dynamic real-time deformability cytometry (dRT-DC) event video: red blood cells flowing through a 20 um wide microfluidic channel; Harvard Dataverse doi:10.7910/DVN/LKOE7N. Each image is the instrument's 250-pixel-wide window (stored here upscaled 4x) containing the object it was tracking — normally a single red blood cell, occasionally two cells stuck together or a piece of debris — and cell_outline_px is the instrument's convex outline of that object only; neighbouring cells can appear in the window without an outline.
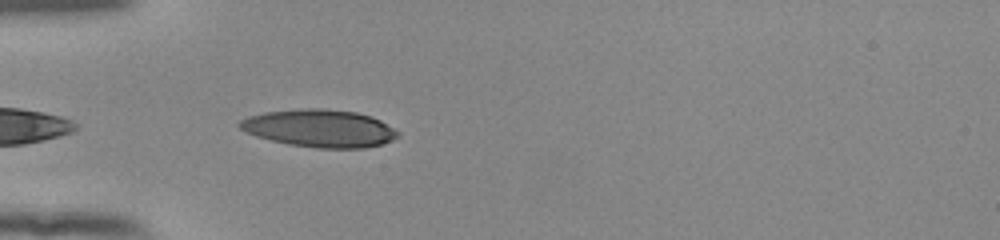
{"species": "human", "species_latin": "Homo sapiens", "temperature_condition": "room temperature", "stored_images_in_passage": 36, "camera_frame_rate_fps": 3000, "um_per_image_px": 0.085, "donor": {"sex": "female"}, "frame": {"image": 1, "passage_image": 2, "time_ms": 0.333, "image_size_px": [1000, 240], "cell_outline_px": [[400, 136], [392, 140], [380, 144], [364, 148], [316, 148], [288, 144], [256, 136], [244, 132], [236, 124], [240, 120], [248, 116], [264, 112], [300, 108], [320, 108], [356, 112], [372, 116], [380, 120], [400, 132]], "centroid_in_image_um": [27.15, 10.9], "position_along_channel_um": 57.9, "area_um2": 34.85}}
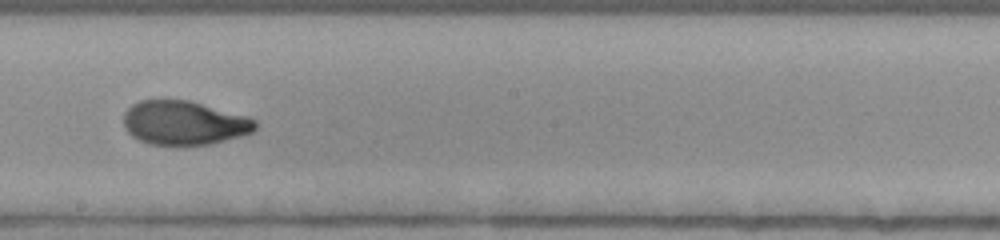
{"frame": {"image": 2, "passage_image": 16, "time_ms": 5.0, "image_size_px": [1000, 240], "cell_outline_px": [[256, 128], [252, 132], [240, 136], [208, 144], [148, 144], [132, 136], [124, 128], [124, 112], [132, 104], [140, 100], [164, 96], [188, 100], [248, 116], [256, 120]], "centroid_in_image_um": [15.6, 10.39], "position_along_channel_um": 232.6, "area_um2": 34.22}}
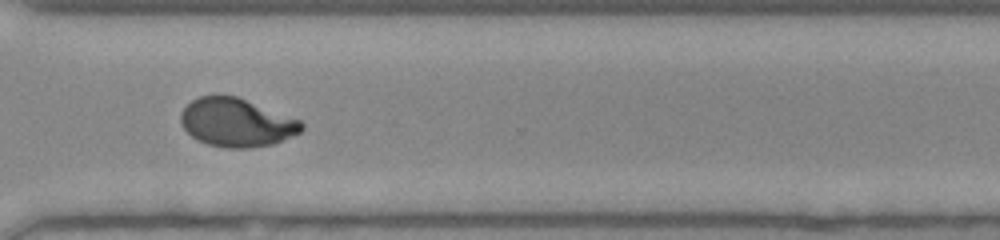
{"frame": {"image": 3, "passage_image": 25, "time_ms": 8.0, "image_size_px": [1000, 240], "cell_outline_px": [[304, 128], [300, 132], [272, 144], [248, 148], [224, 148], [208, 144], [192, 136], [180, 124], [180, 112], [192, 100], [200, 96], [216, 92], [236, 96], [300, 120], [304, 124]], "centroid_in_image_um": [20.06, 10.38], "position_along_channel_um": 350.5, "area_um2": 34.22}, "authors_computed_cell_mechanics": {"area_um2": 34.1887, "velocity_mm_per_s": 3.9188, "shape_relaxation_time_tau1_ms": 6.2215, "shape_relaxation_time_tau2_ms": 0.9901, "deformation_change_tau1": 0.2352, "deformation_change_tau2": 0.0542}}